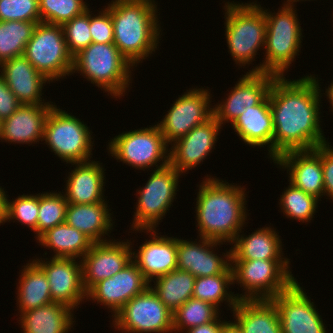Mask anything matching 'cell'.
Segmentation results:
<instances>
[{"label": "cell", "mask_w": 333, "mask_h": 333, "mask_svg": "<svg viewBox=\"0 0 333 333\" xmlns=\"http://www.w3.org/2000/svg\"><path fill=\"white\" fill-rule=\"evenodd\" d=\"M106 201L93 204H68L65 222L88 236L94 243L106 242L113 229L111 213Z\"/></svg>", "instance_id": "cell-27"}, {"label": "cell", "mask_w": 333, "mask_h": 333, "mask_svg": "<svg viewBox=\"0 0 333 333\" xmlns=\"http://www.w3.org/2000/svg\"><path fill=\"white\" fill-rule=\"evenodd\" d=\"M232 311L242 333H282L277 309L270 300H238Z\"/></svg>", "instance_id": "cell-28"}, {"label": "cell", "mask_w": 333, "mask_h": 333, "mask_svg": "<svg viewBox=\"0 0 333 333\" xmlns=\"http://www.w3.org/2000/svg\"><path fill=\"white\" fill-rule=\"evenodd\" d=\"M41 22L63 25L89 8L84 0H39Z\"/></svg>", "instance_id": "cell-39"}, {"label": "cell", "mask_w": 333, "mask_h": 333, "mask_svg": "<svg viewBox=\"0 0 333 333\" xmlns=\"http://www.w3.org/2000/svg\"><path fill=\"white\" fill-rule=\"evenodd\" d=\"M20 105L21 103L0 75V119L10 117Z\"/></svg>", "instance_id": "cell-45"}, {"label": "cell", "mask_w": 333, "mask_h": 333, "mask_svg": "<svg viewBox=\"0 0 333 333\" xmlns=\"http://www.w3.org/2000/svg\"><path fill=\"white\" fill-rule=\"evenodd\" d=\"M90 34L94 43L114 42L112 17L107 8L94 16L90 12Z\"/></svg>", "instance_id": "cell-43"}, {"label": "cell", "mask_w": 333, "mask_h": 333, "mask_svg": "<svg viewBox=\"0 0 333 333\" xmlns=\"http://www.w3.org/2000/svg\"><path fill=\"white\" fill-rule=\"evenodd\" d=\"M34 261L45 272L53 302L63 303L71 309H76L80 302L87 300L81 260L78 263L76 258L52 257L48 261L39 258Z\"/></svg>", "instance_id": "cell-15"}, {"label": "cell", "mask_w": 333, "mask_h": 333, "mask_svg": "<svg viewBox=\"0 0 333 333\" xmlns=\"http://www.w3.org/2000/svg\"><path fill=\"white\" fill-rule=\"evenodd\" d=\"M150 283L145 279L137 264L132 260L120 272L101 280L88 292L87 298L105 305L116 313L134 296L144 292Z\"/></svg>", "instance_id": "cell-18"}, {"label": "cell", "mask_w": 333, "mask_h": 333, "mask_svg": "<svg viewBox=\"0 0 333 333\" xmlns=\"http://www.w3.org/2000/svg\"><path fill=\"white\" fill-rule=\"evenodd\" d=\"M113 326L126 333L173 332V312L149 286L134 296L114 316Z\"/></svg>", "instance_id": "cell-12"}, {"label": "cell", "mask_w": 333, "mask_h": 333, "mask_svg": "<svg viewBox=\"0 0 333 333\" xmlns=\"http://www.w3.org/2000/svg\"><path fill=\"white\" fill-rule=\"evenodd\" d=\"M271 227L258 228L251 235L240 233L231 247V260L284 259L280 236ZM245 236V237H244Z\"/></svg>", "instance_id": "cell-29"}, {"label": "cell", "mask_w": 333, "mask_h": 333, "mask_svg": "<svg viewBox=\"0 0 333 333\" xmlns=\"http://www.w3.org/2000/svg\"><path fill=\"white\" fill-rule=\"evenodd\" d=\"M231 125L240 139L249 146L268 145V155L273 160L274 126L269 94L259 105L243 112Z\"/></svg>", "instance_id": "cell-26"}, {"label": "cell", "mask_w": 333, "mask_h": 333, "mask_svg": "<svg viewBox=\"0 0 333 333\" xmlns=\"http://www.w3.org/2000/svg\"><path fill=\"white\" fill-rule=\"evenodd\" d=\"M196 200L200 237L231 244L242 233L247 220L245 188L207 175Z\"/></svg>", "instance_id": "cell-2"}, {"label": "cell", "mask_w": 333, "mask_h": 333, "mask_svg": "<svg viewBox=\"0 0 333 333\" xmlns=\"http://www.w3.org/2000/svg\"><path fill=\"white\" fill-rule=\"evenodd\" d=\"M131 241L94 243L82 257L83 286L88 292L101 280L112 277L132 261ZM131 248V249H130Z\"/></svg>", "instance_id": "cell-17"}, {"label": "cell", "mask_w": 333, "mask_h": 333, "mask_svg": "<svg viewBox=\"0 0 333 333\" xmlns=\"http://www.w3.org/2000/svg\"><path fill=\"white\" fill-rule=\"evenodd\" d=\"M54 105L21 104L8 118L2 120L1 141L32 144L43 141L45 122Z\"/></svg>", "instance_id": "cell-24"}, {"label": "cell", "mask_w": 333, "mask_h": 333, "mask_svg": "<svg viewBox=\"0 0 333 333\" xmlns=\"http://www.w3.org/2000/svg\"><path fill=\"white\" fill-rule=\"evenodd\" d=\"M210 98L207 89L196 87L176 99L163 120L157 124L167 144L174 143L214 116Z\"/></svg>", "instance_id": "cell-13"}, {"label": "cell", "mask_w": 333, "mask_h": 333, "mask_svg": "<svg viewBox=\"0 0 333 333\" xmlns=\"http://www.w3.org/2000/svg\"><path fill=\"white\" fill-rule=\"evenodd\" d=\"M39 0H0V21L41 22Z\"/></svg>", "instance_id": "cell-42"}, {"label": "cell", "mask_w": 333, "mask_h": 333, "mask_svg": "<svg viewBox=\"0 0 333 333\" xmlns=\"http://www.w3.org/2000/svg\"><path fill=\"white\" fill-rule=\"evenodd\" d=\"M281 210L287 218L309 222L318 207L319 199L313 195L305 193L289 182L288 188L281 195L279 200Z\"/></svg>", "instance_id": "cell-37"}, {"label": "cell", "mask_w": 333, "mask_h": 333, "mask_svg": "<svg viewBox=\"0 0 333 333\" xmlns=\"http://www.w3.org/2000/svg\"><path fill=\"white\" fill-rule=\"evenodd\" d=\"M6 192L0 186V225L5 222Z\"/></svg>", "instance_id": "cell-47"}, {"label": "cell", "mask_w": 333, "mask_h": 333, "mask_svg": "<svg viewBox=\"0 0 333 333\" xmlns=\"http://www.w3.org/2000/svg\"><path fill=\"white\" fill-rule=\"evenodd\" d=\"M224 10L225 36L230 54L239 66L250 65L260 47L264 49L265 46L264 9L256 2L237 4L228 1Z\"/></svg>", "instance_id": "cell-6"}, {"label": "cell", "mask_w": 333, "mask_h": 333, "mask_svg": "<svg viewBox=\"0 0 333 333\" xmlns=\"http://www.w3.org/2000/svg\"><path fill=\"white\" fill-rule=\"evenodd\" d=\"M107 148L118 161L137 170L156 166L162 168L169 164V149L158 125L127 131L115 136ZM158 166L157 162H161ZM157 164V165H156Z\"/></svg>", "instance_id": "cell-10"}, {"label": "cell", "mask_w": 333, "mask_h": 333, "mask_svg": "<svg viewBox=\"0 0 333 333\" xmlns=\"http://www.w3.org/2000/svg\"><path fill=\"white\" fill-rule=\"evenodd\" d=\"M293 6L284 5L277 13L264 10L266 19V58L249 73H271L277 77H284V72L300 52L302 43V29Z\"/></svg>", "instance_id": "cell-4"}, {"label": "cell", "mask_w": 333, "mask_h": 333, "mask_svg": "<svg viewBox=\"0 0 333 333\" xmlns=\"http://www.w3.org/2000/svg\"><path fill=\"white\" fill-rule=\"evenodd\" d=\"M329 144L328 142L321 145V164L323 170L324 195L333 200V147Z\"/></svg>", "instance_id": "cell-44"}, {"label": "cell", "mask_w": 333, "mask_h": 333, "mask_svg": "<svg viewBox=\"0 0 333 333\" xmlns=\"http://www.w3.org/2000/svg\"><path fill=\"white\" fill-rule=\"evenodd\" d=\"M288 260H231L233 284H240L243 294L238 300H270L288 290L297 280L290 271Z\"/></svg>", "instance_id": "cell-7"}, {"label": "cell", "mask_w": 333, "mask_h": 333, "mask_svg": "<svg viewBox=\"0 0 333 333\" xmlns=\"http://www.w3.org/2000/svg\"><path fill=\"white\" fill-rule=\"evenodd\" d=\"M317 79L313 75L293 81L285 76L274 79L269 90L273 161L285 152L313 150L327 143L319 124L322 95Z\"/></svg>", "instance_id": "cell-1"}, {"label": "cell", "mask_w": 333, "mask_h": 333, "mask_svg": "<svg viewBox=\"0 0 333 333\" xmlns=\"http://www.w3.org/2000/svg\"><path fill=\"white\" fill-rule=\"evenodd\" d=\"M113 44L133 65L149 57L159 44L160 27L154 0H112Z\"/></svg>", "instance_id": "cell-3"}, {"label": "cell", "mask_w": 333, "mask_h": 333, "mask_svg": "<svg viewBox=\"0 0 333 333\" xmlns=\"http://www.w3.org/2000/svg\"><path fill=\"white\" fill-rule=\"evenodd\" d=\"M221 333H242V331L234 322L228 321L223 327Z\"/></svg>", "instance_id": "cell-48"}, {"label": "cell", "mask_w": 333, "mask_h": 333, "mask_svg": "<svg viewBox=\"0 0 333 333\" xmlns=\"http://www.w3.org/2000/svg\"><path fill=\"white\" fill-rule=\"evenodd\" d=\"M72 310L63 303L51 302L19 315V324L23 333H68L74 322Z\"/></svg>", "instance_id": "cell-30"}, {"label": "cell", "mask_w": 333, "mask_h": 333, "mask_svg": "<svg viewBox=\"0 0 333 333\" xmlns=\"http://www.w3.org/2000/svg\"><path fill=\"white\" fill-rule=\"evenodd\" d=\"M220 129L222 126L214 116L194 127L187 135L171 144L173 146L169 149V163L181 174L197 167L215 149Z\"/></svg>", "instance_id": "cell-19"}, {"label": "cell", "mask_w": 333, "mask_h": 333, "mask_svg": "<svg viewBox=\"0 0 333 333\" xmlns=\"http://www.w3.org/2000/svg\"><path fill=\"white\" fill-rule=\"evenodd\" d=\"M219 315L211 322L206 323L204 325L195 326L187 329L186 333H221L223 327L228 321H221Z\"/></svg>", "instance_id": "cell-46"}, {"label": "cell", "mask_w": 333, "mask_h": 333, "mask_svg": "<svg viewBox=\"0 0 333 333\" xmlns=\"http://www.w3.org/2000/svg\"><path fill=\"white\" fill-rule=\"evenodd\" d=\"M146 232L151 234V240H146L132 253V260L150 283L177 269V237H160L155 229Z\"/></svg>", "instance_id": "cell-22"}, {"label": "cell", "mask_w": 333, "mask_h": 333, "mask_svg": "<svg viewBox=\"0 0 333 333\" xmlns=\"http://www.w3.org/2000/svg\"><path fill=\"white\" fill-rule=\"evenodd\" d=\"M0 75L21 104L43 105L42 89L49 82L24 55L6 60L0 64ZM44 84V85H43Z\"/></svg>", "instance_id": "cell-23"}, {"label": "cell", "mask_w": 333, "mask_h": 333, "mask_svg": "<svg viewBox=\"0 0 333 333\" xmlns=\"http://www.w3.org/2000/svg\"><path fill=\"white\" fill-rule=\"evenodd\" d=\"M271 73H249L243 75L227 95L228 98L213 107L214 117L222 124L231 122L251 107L259 105L269 94L270 87L276 78Z\"/></svg>", "instance_id": "cell-16"}, {"label": "cell", "mask_w": 333, "mask_h": 333, "mask_svg": "<svg viewBox=\"0 0 333 333\" xmlns=\"http://www.w3.org/2000/svg\"><path fill=\"white\" fill-rule=\"evenodd\" d=\"M69 54L74 57L92 42L90 9L62 25Z\"/></svg>", "instance_id": "cell-41"}, {"label": "cell", "mask_w": 333, "mask_h": 333, "mask_svg": "<svg viewBox=\"0 0 333 333\" xmlns=\"http://www.w3.org/2000/svg\"><path fill=\"white\" fill-rule=\"evenodd\" d=\"M99 161L71 163L74 170L69 172L65 195L68 204H93L105 201L103 196L104 168Z\"/></svg>", "instance_id": "cell-25"}, {"label": "cell", "mask_w": 333, "mask_h": 333, "mask_svg": "<svg viewBox=\"0 0 333 333\" xmlns=\"http://www.w3.org/2000/svg\"><path fill=\"white\" fill-rule=\"evenodd\" d=\"M17 285L19 314L47 305L52 301L44 270L33 260L23 266Z\"/></svg>", "instance_id": "cell-31"}, {"label": "cell", "mask_w": 333, "mask_h": 333, "mask_svg": "<svg viewBox=\"0 0 333 333\" xmlns=\"http://www.w3.org/2000/svg\"><path fill=\"white\" fill-rule=\"evenodd\" d=\"M233 284V270L230 266L224 273L212 276L196 277L192 297L212 304L217 309L226 301L231 310L236 307L238 299L228 292ZM229 286V287H228ZM219 303V304H218Z\"/></svg>", "instance_id": "cell-34"}, {"label": "cell", "mask_w": 333, "mask_h": 333, "mask_svg": "<svg viewBox=\"0 0 333 333\" xmlns=\"http://www.w3.org/2000/svg\"><path fill=\"white\" fill-rule=\"evenodd\" d=\"M296 281L288 290L270 299L276 307L282 333H327L314 302Z\"/></svg>", "instance_id": "cell-14"}, {"label": "cell", "mask_w": 333, "mask_h": 333, "mask_svg": "<svg viewBox=\"0 0 333 333\" xmlns=\"http://www.w3.org/2000/svg\"><path fill=\"white\" fill-rule=\"evenodd\" d=\"M218 311L212 304L192 297L173 313V331L183 333L189 328L209 323L220 315Z\"/></svg>", "instance_id": "cell-36"}, {"label": "cell", "mask_w": 333, "mask_h": 333, "mask_svg": "<svg viewBox=\"0 0 333 333\" xmlns=\"http://www.w3.org/2000/svg\"><path fill=\"white\" fill-rule=\"evenodd\" d=\"M133 65L113 43H94L73 57L72 74L76 71L84 78L104 89L114 98H121L129 88Z\"/></svg>", "instance_id": "cell-5"}, {"label": "cell", "mask_w": 333, "mask_h": 333, "mask_svg": "<svg viewBox=\"0 0 333 333\" xmlns=\"http://www.w3.org/2000/svg\"><path fill=\"white\" fill-rule=\"evenodd\" d=\"M68 202L61 192L39 193V211L37 219L38 239L48 229L65 223Z\"/></svg>", "instance_id": "cell-38"}, {"label": "cell", "mask_w": 333, "mask_h": 333, "mask_svg": "<svg viewBox=\"0 0 333 333\" xmlns=\"http://www.w3.org/2000/svg\"><path fill=\"white\" fill-rule=\"evenodd\" d=\"M37 23L0 21V64L24 54Z\"/></svg>", "instance_id": "cell-35"}, {"label": "cell", "mask_w": 333, "mask_h": 333, "mask_svg": "<svg viewBox=\"0 0 333 333\" xmlns=\"http://www.w3.org/2000/svg\"><path fill=\"white\" fill-rule=\"evenodd\" d=\"M179 173L170 163L162 168L153 170L146 185L138 190V202L132 229L144 232L156 229L162 217L172 206L177 194Z\"/></svg>", "instance_id": "cell-11"}, {"label": "cell", "mask_w": 333, "mask_h": 333, "mask_svg": "<svg viewBox=\"0 0 333 333\" xmlns=\"http://www.w3.org/2000/svg\"><path fill=\"white\" fill-rule=\"evenodd\" d=\"M23 55L52 82L72 75L73 57L68 52L61 25L37 23Z\"/></svg>", "instance_id": "cell-9"}, {"label": "cell", "mask_w": 333, "mask_h": 333, "mask_svg": "<svg viewBox=\"0 0 333 333\" xmlns=\"http://www.w3.org/2000/svg\"><path fill=\"white\" fill-rule=\"evenodd\" d=\"M199 238L200 243L177 238V269L188 271L195 277L224 273L231 266V249L219 257L213 247L223 245V242Z\"/></svg>", "instance_id": "cell-20"}, {"label": "cell", "mask_w": 333, "mask_h": 333, "mask_svg": "<svg viewBox=\"0 0 333 333\" xmlns=\"http://www.w3.org/2000/svg\"><path fill=\"white\" fill-rule=\"evenodd\" d=\"M273 162L288 169L291 184L321 201L320 197L324 196L321 145L313 150L285 152Z\"/></svg>", "instance_id": "cell-21"}, {"label": "cell", "mask_w": 333, "mask_h": 333, "mask_svg": "<svg viewBox=\"0 0 333 333\" xmlns=\"http://www.w3.org/2000/svg\"><path fill=\"white\" fill-rule=\"evenodd\" d=\"M40 245L51 248L53 257L81 259L94 242L66 222L48 229L38 239ZM82 256V257H81Z\"/></svg>", "instance_id": "cell-32"}, {"label": "cell", "mask_w": 333, "mask_h": 333, "mask_svg": "<svg viewBox=\"0 0 333 333\" xmlns=\"http://www.w3.org/2000/svg\"><path fill=\"white\" fill-rule=\"evenodd\" d=\"M91 132L79 118L54 104L45 122L43 141L64 162H86L93 155Z\"/></svg>", "instance_id": "cell-8"}, {"label": "cell", "mask_w": 333, "mask_h": 333, "mask_svg": "<svg viewBox=\"0 0 333 333\" xmlns=\"http://www.w3.org/2000/svg\"><path fill=\"white\" fill-rule=\"evenodd\" d=\"M6 195L5 222L18 220L33 230L37 237V219L39 211V194L36 195H19L13 201H8Z\"/></svg>", "instance_id": "cell-40"}, {"label": "cell", "mask_w": 333, "mask_h": 333, "mask_svg": "<svg viewBox=\"0 0 333 333\" xmlns=\"http://www.w3.org/2000/svg\"><path fill=\"white\" fill-rule=\"evenodd\" d=\"M329 86L325 91V93H326L325 95L328 97L330 105L332 106L331 110L333 111V81H332V83H330Z\"/></svg>", "instance_id": "cell-49"}, {"label": "cell", "mask_w": 333, "mask_h": 333, "mask_svg": "<svg viewBox=\"0 0 333 333\" xmlns=\"http://www.w3.org/2000/svg\"><path fill=\"white\" fill-rule=\"evenodd\" d=\"M1 135H2V120L0 119V139H1Z\"/></svg>", "instance_id": "cell-51"}, {"label": "cell", "mask_w": 333, "mask_h": 333, "mask_svg": "<svg viewBox=\"0 0 333 333\" xmlns=\"http://www.w3.org/2000/svg\"><path fill=\"white\" fill-rule=\"evenodd\" d=\"M154 280H156L153 281L155 286H151L150 283L151 289L163 304L174 313L188 299L192 298L196 277L188 271L175 269Z\"/></svg>", "instance_id": "cell-33"}, {"label": "cell", "mask_w": 333, "mask_h": 333, "mask_svg": "<svg viewBox=\"0 0 333 333\" xmlns=\"http://www.w3.org/2000/svg\"><path fill=\"white\" fill-rule=\"evenodd\" d=\"M299 0H287L284 5H287V6H295L294 3L297 2ZM300 1H303V0H300ZM306 1V0H305Z\"/></svg>", "instance_id": "cell-50"}]
</instances>
